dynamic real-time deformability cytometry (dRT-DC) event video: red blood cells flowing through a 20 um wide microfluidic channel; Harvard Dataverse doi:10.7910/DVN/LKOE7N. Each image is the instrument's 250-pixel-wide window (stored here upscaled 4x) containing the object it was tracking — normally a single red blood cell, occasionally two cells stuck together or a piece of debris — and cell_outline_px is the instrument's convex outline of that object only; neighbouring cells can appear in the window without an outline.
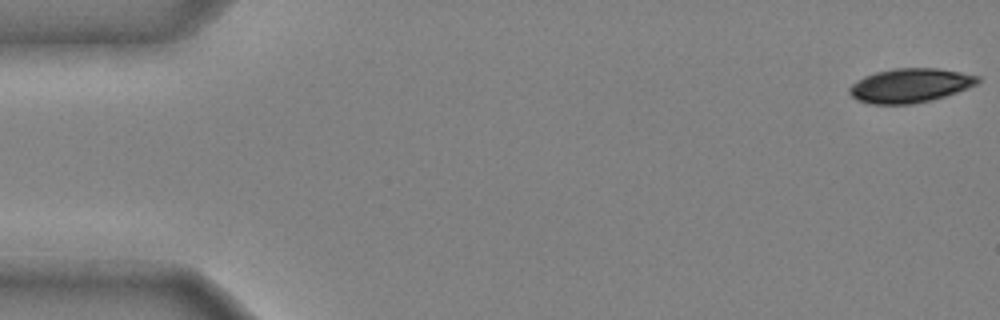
{"species": "common noctule bat (a hibernating species)", "species_latin": "Nyctalus noctula", "temperature_condition": "cold", "stored_images_in_passage": 45, "camera_frame_rate_fps": 3000, "um_per_image_px": 0.085, "animal": {"sex": "male", "body_mass_g": 20.4}, "frame": {"image": 1, "passage_image": 1, "time_ms": 0.0, "image_size_px": [1000, 320], "cell_outline_px": [[980, 80], [976, 84], [968, 88], [932, 100], [912, 104], [868, 104], [856, 100], [848, 92], [848, 88], [856, 80], [864, 76], [876, 72], [896, 68], [936, 68], [960, 72], [980, 76]], "centroid_in_image_um": [77.32, 7.27], "position_along_channel_um": 7.7, "area_um2": 25.61}}
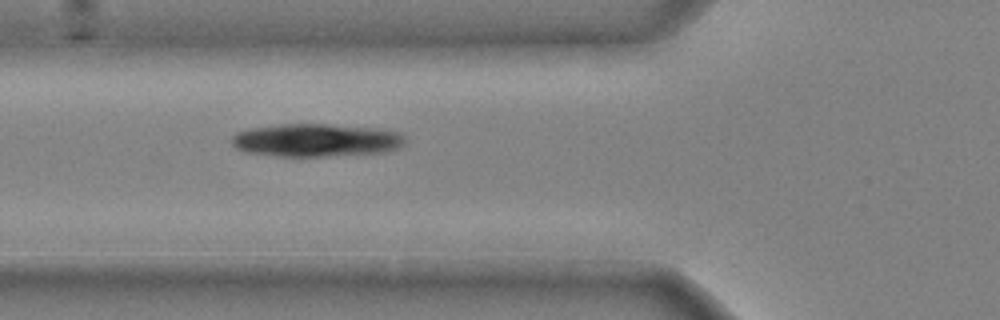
{"frame": {"image": 2, "passage_image": 18, "time_ms": 5.667, "image_size_px": [1000, 320], "cell_outline_px": [[404, 144], [400, 148], [388, 152], [328, 156], [280, 156], [244, 152], [236, 148], [232, 144], [232, 136], [236, 132], [248, 128], [280, 124], [324, 124], [372, 128], [400, 132], [404, 136]], "centroid_in_image_um": [26.86, 11.92], "position_along_channel_um": 98.9, "area_um2": 33.47}}
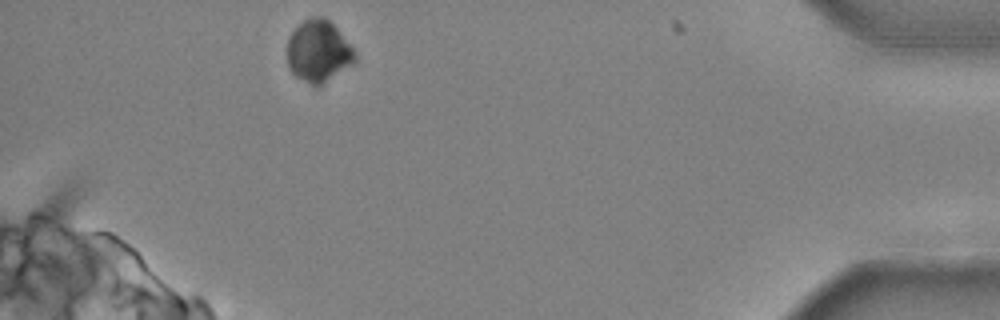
{"frame": {"image": 3, "passage_image": 45, "time_ms": 14.667, "image_size_px": [1000, 320], "cell_outline_px": [[356, 60], [352, 64], [316, 88], [312, 88], [296, 76], [288, 68], [288, 40], [292, 32], [304, 20], [312, 16], [324, 16], [336, 28], [356, 52]], "centroid_in_image_um": [27.06, 4.38], "position_along_channel_um": 408.1, "area_um2": 24.33}}